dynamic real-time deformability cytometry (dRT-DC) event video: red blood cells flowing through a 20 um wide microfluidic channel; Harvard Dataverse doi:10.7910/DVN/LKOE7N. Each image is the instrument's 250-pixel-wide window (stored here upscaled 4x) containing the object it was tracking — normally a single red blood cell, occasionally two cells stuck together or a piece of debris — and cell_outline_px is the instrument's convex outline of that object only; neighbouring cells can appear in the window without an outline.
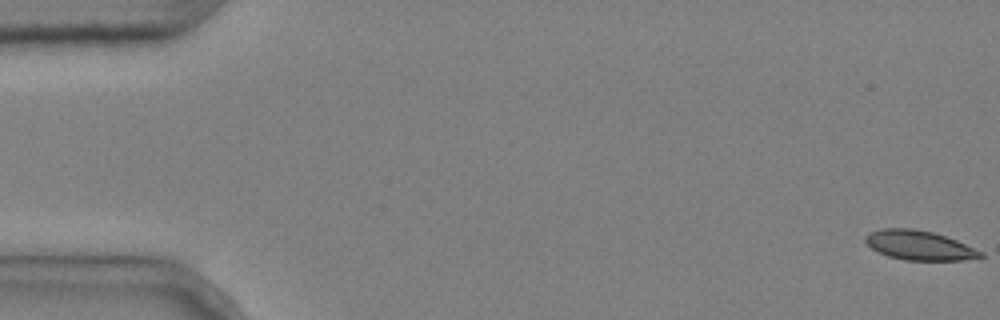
{"species": "common noctule bat (a hibernating species)", "species_latin": "Nyctalus noctula", "temperature_condition": "cold", "stored_images_in_passage": 6, "camera_frame_rate_fps": 3000, "um_per_image_px": 0.085, "animal": {"sex": "male", "body_mass_g": 20.4}, "frame": {"image": 1, "passage_image": 1, "time_ms": 0.0, "image_size_px": [1000, 320], "cell_outline_px": [[984, 256], [960, 260], [904, 260], [888, 256], [872, 248], [864, 240], [864, 236], [868, 232], [880, 228], [912, 228], [932, 232], [956, 240], [984, 252]], "centroid_in_image_um": [78.1, 20.84], "position_along_channel_um": 6.9, "area_um2": 19.65}}
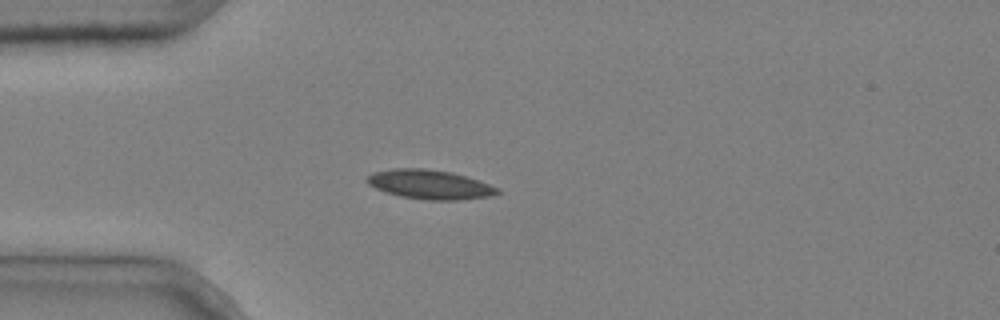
{"frame": {"image": 2, "passage_image": 5, "time_ms": 1.333, "image_size_px": [1000, 320], "cell_outline_px": [[500, 192], [492, 196], [460, 200], [424, 200], [400, 196], [384, 192], [368, 184], [364, 180], [372, 172], [392, 168], [424, 168], [452, 172], [500, 188]], "centroid_in_image_um": [36.49, 15.68], "position_along_channel_um": 48.5, "area_um2": 22.37}}